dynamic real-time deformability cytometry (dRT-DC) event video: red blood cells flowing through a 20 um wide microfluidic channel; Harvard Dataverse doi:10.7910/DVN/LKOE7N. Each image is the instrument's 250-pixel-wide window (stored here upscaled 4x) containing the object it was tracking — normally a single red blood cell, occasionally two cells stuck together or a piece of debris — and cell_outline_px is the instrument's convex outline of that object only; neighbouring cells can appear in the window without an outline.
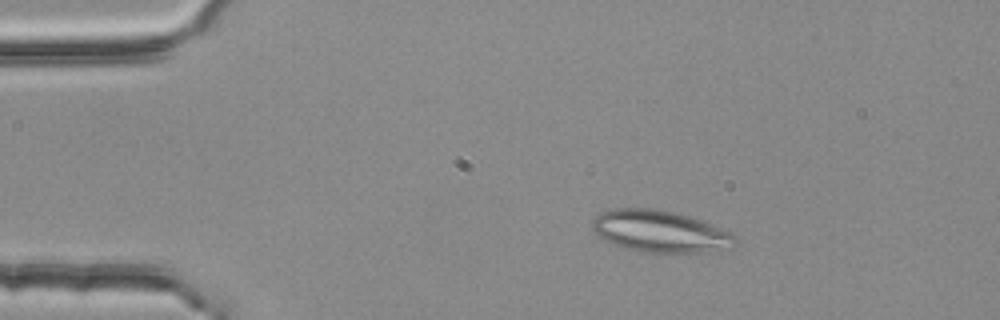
{"species": "common noctule bat (a hibernating species)", "species_latin": "Nyctalus noctula", "temperature_condition": "room temperature", "stored_images_in_passage": 4, "camera_frame_rate_fps": 3000, "um_per_image_px": 0.085, "animal": {"sex": "female", "body_mass_g": 25.1}, "frame": {"image": 1, "passage_image": 3, "time_ms": 0.667, "image_size_px": [1000, 320], "cell_outline_px": [[736, 244], [732, 248], [700, 252], [644, 252], [624, 248], [612, 244], [596, 236], [592, 228], [592, 220], [600, 212], [612, 208], [652, 208], [672, 212], [688, 216], [712, 224], [736, 236]], "centroid_in_image_um": [56.05, 19.67], "position_along_channel_um": 29.0, "area_um2": 34.85}}